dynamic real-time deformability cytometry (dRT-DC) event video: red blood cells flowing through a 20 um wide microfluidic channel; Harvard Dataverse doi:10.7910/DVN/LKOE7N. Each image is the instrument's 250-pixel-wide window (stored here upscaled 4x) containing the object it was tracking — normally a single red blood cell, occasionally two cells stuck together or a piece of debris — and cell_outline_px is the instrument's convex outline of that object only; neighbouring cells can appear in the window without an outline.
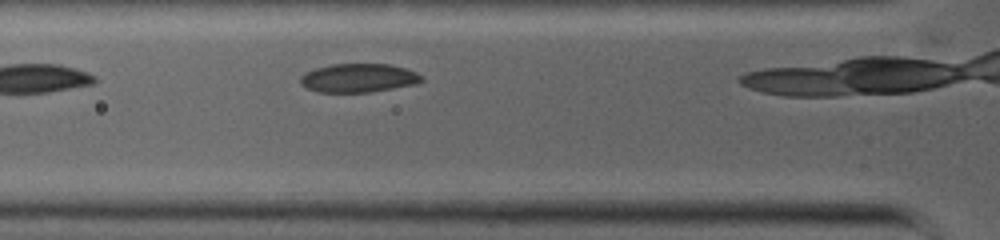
{"species": "common noctule bat (a hibernating species)", "species_latin": "Nyctalus noctula", "temperature_condition": "warm", "stored_images_in_passage": 8, "camera_frame_rate_fps": 5000, "um_per_image_px": 0.085, "animal": {"sex": "female", "body_mass_g": 19.0, "forearm_length_mm": 53.3}, "frame": {"image": 1, "passage_image": 2, "time_ms": 0.4, "image_size_px": [1000, 240], "cell_outline_px": [[424, 80], [416, 84], [368, 92], [320, 92], [308, 88], [300, 84], [300, 76], [304, 72], [316, 68], [332, 64], [388, 64], [404, 68], [416, 72]], "centroid_in_image_um": [30.44, 6.62], "position_along_channel_um": 95.4, "area_um2": 20.11}}